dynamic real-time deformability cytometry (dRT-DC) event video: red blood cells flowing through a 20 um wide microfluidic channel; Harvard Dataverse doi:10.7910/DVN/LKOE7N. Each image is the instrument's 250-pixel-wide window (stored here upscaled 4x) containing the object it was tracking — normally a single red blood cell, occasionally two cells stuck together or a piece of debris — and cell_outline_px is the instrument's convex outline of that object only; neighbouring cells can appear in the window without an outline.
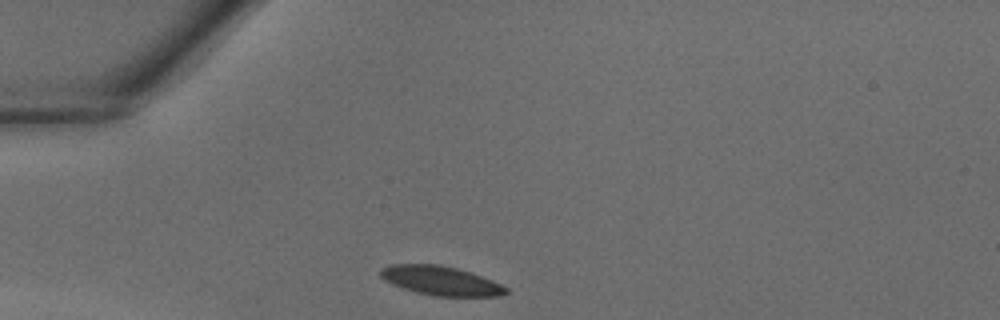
{"species": "common noctule bat (a hibernating species)", "species_latin": "Nyctalus noctula", "temperature_condition": "warm", "stored_images_in_passage": 25, "camera_frame_rate_fps": 3000, "um_per_image_px": 0.085, "animal": {"sex": "male", "body_mass_g": 18.8}, "frame": {"image": 1, "passage_image": 1, "time_ms": 0.0, "image_size_px": [1000, 320], "cell_outline_px": [[508, 292], [500, 296], [436, 296], [404, 288], [392, 284], [380, 276], [380, 268], [388, 264], [440, 264], [456, 268], [492, 280], [508, 288]], "centroid_in_image_um": [37.45, 23.85], "position_along_channel_um": 47.5, "area_um2": 21.04}}
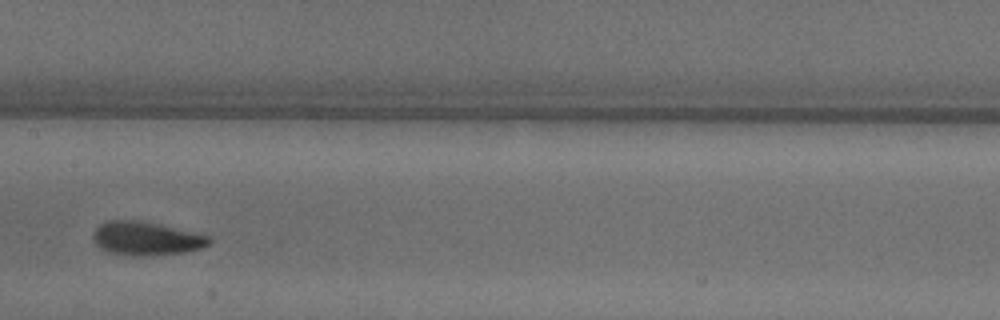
{"frame": {"image": 2, "passage_image": 11, "time_ms": 3.333, "image_size_px": [1000, 320], "cell_outline_px": [[212, 240], [204, 248], [184, 252], [152, 256], [132, 256], [108, 252], [96, 244], [92, 236], [92, 232], [100, 224], [108, 220], [140, 220], [160, 224], [212, 236]], "centroid_in_image_um": [12.45, 20.27], "position_along_channel_um": 194.9, "area_um2": 23.06}}
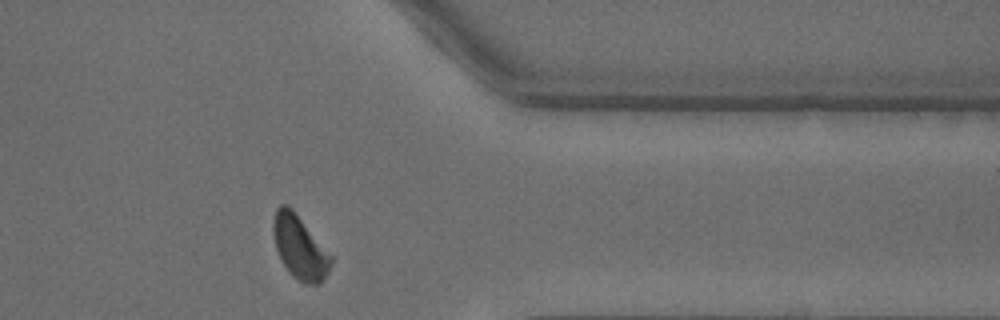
{"frame": {"image": 3, "passage_image": 23, "time_ms": 7.333, "image_size_px": [1000, 320], "cell_outline_px": [[332, 264], [328, 272], [320, 284], [304, 284], [292, 276], [288, 272], [280, 260], [276, 248], [272, 228], [272, 224], [276, 208], [280, 204], [288, 204], [292, 208], [332, 256]], "centroid_in_image_um": [25.46, 21.03], "position_along_channel_um": 385.9, "area_um2": 21.44}}